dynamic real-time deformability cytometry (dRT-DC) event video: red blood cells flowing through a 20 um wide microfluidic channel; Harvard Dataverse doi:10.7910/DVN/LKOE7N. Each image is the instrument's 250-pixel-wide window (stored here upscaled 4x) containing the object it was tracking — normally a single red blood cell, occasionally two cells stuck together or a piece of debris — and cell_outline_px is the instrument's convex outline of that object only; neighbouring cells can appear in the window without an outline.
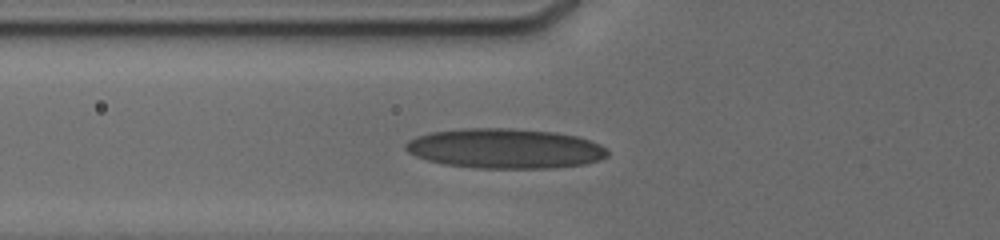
{"species": "human", "species_latin": "Homo sapiens", "temperature_condition": "cold", "stored_images_in_passage": 7, "camera_frame_rate_fps": 3000, "um_per_image_px": 0.085, "donor": {"sex": "male"}, "frame": {"image": 1, "passage_image": 7, "time_ms": 4.667, "image_size_px": [1000, 240], "cell_outline_px": [[608, 156], [600, 160], [584, 164], [556, 168], [472, 168], [444, 164], [428, 160], [416, 156], [408, 152], [404, 148], [404, 144], [408, 140], [416, 136], [432, 132], [464, 128], [512, 128], [556, 132], [576, 136], [592, 140], [600, 144], [608, 152]], "centroid_in_image_um": [42.93, 12.62], "position_along_channel_um": 82.9, "area_um2": 47.22}}